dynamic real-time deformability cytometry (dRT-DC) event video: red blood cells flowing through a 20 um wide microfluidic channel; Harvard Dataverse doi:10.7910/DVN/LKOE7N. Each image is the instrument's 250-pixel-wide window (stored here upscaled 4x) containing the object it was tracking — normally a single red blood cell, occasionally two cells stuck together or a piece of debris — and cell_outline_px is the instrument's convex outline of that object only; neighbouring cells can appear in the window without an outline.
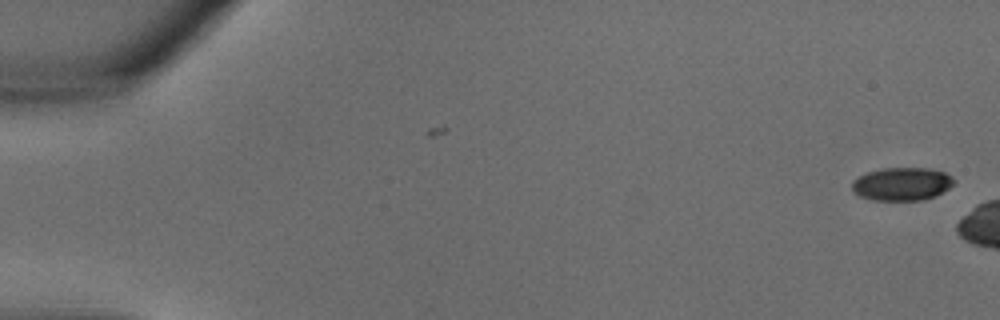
{"species": "common noctule bat (a hibernating species)", "species_latin": "Nyctalus noctula", "temperature_condition": "warm", "stored_images_in_passage": 4, "camera_frame_rate_fps": 3000, "um_per_image_px": 0.085, "animal": {"sex": "male", "body_mass_g": 18.8}, "frame": {"image": 1, "passage_image": 4, "time_ms": 1.0, "image_size_px": [1000, 320], "cell_outline_px": [[956, 180], [948, 188], [936, 196], [924, 200], [872, 200], [860, 196], [852, 192], [852, 180], [868, 172], [884, 168], [928, 168], [944, 172], [952, 176]], "centroid_in_image_um": [76.66, 15.64], "position_along_channel_um": 8.3, "area_um2": 19.71}}